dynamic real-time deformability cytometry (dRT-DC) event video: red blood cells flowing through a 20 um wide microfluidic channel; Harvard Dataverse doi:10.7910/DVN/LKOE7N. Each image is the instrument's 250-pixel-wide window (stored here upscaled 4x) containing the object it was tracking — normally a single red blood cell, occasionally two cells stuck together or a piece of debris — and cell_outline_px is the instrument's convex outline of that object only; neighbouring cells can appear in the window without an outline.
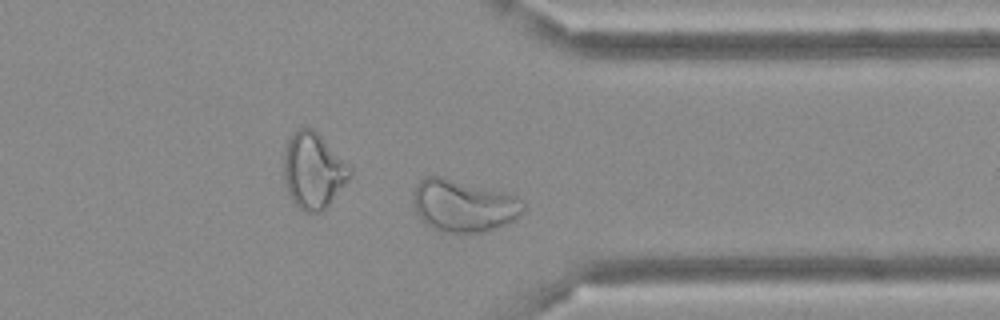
{"species": "Egyptian fruit bat (a non-hibernating species)", "species_latin": "Rousettus aegyptiacus", "temperature_condition": "cold", "stored_images_in_passage": 41, "camera_frame_rate_fps": 3000, "um_per_image_px": 0.085, "frame": {"image": 1, "passage_image": 30, "time_ms": 9.667, "image_size_px": [1000, 320], "cell_outline_px": [[524, 212], [512, 220], [496, 228], [480, 232], [444, 232], [432, 228], [424, 224], [412, 204], [412, 192], [416, 184], [420, 180], [428, 176], [444, 176], [504, 192], [516, 196], [524, 204]], "centroid_in_image_um": [39.35, 17.46], "position_along_channel_um": 372.1, "area_um2": 33.64}}